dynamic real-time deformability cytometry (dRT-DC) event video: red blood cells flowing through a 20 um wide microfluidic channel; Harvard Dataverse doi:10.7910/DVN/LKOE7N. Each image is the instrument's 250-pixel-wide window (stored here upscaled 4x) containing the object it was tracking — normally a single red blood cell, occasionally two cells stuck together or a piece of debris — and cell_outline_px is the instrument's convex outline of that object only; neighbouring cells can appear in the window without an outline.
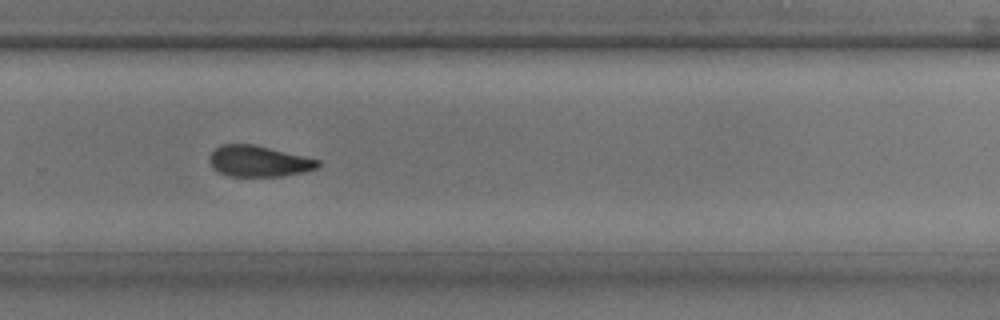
{"species": "common noctule bat (a hibernating species)", "species_latin": "Nyctalus noctula", "temperature_condition": "room temperature", "stored_images_in_passage": 28, "camera_frame_rate_fps": 3000, "um_per_image_px": 0.085, "animal": {"sex": "male", "body_mass_g": 17.9, "forearm_length_mm": 54.2}, "frame": {"image": 1, "passage_image": 16, "time_ms": 5.0, "image_size_px": [1000, 320], "cell_outline_px": [[320, 164], [316, 168], [304, 172], [280, 176], [228, 176], [212, 168], [208, 160], [208, 156], [220, 144], [252, 144], [304, 156], [320, 160]], "centroid_in_image_um": [21.95, 13.7], "position_along_channel_um": 307.9, "area_um2": 19.54}}
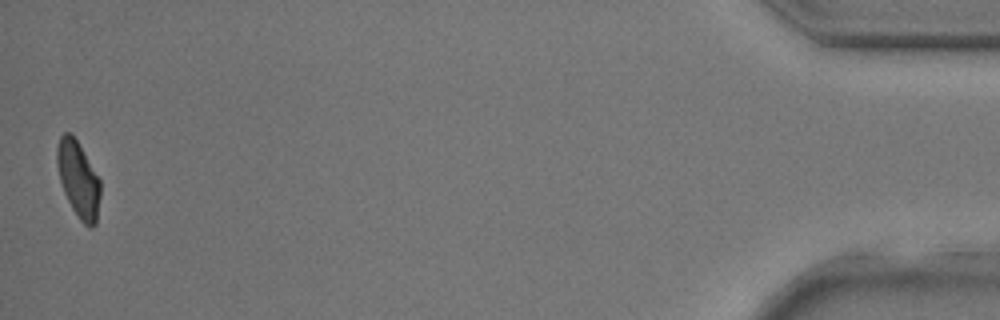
{"frame": {"image": 2, "passage_image": 28, "time_ms": 9.0, "image_size_px": [1000, 320], "cell_outline_px": [[100, 196], [96, 224], [92, 228], [88, 228], [80, 220], [72, 208], [64, 192], [60, 180], [56, 160], [56, 148], [60, 136], [64, 132], [68, 132], [76, 140], [100, 180]], "centroid_in_image_um": [6.65, 15.28], "position_along_channel_um": 428.5, "area_um2": 18.96}}